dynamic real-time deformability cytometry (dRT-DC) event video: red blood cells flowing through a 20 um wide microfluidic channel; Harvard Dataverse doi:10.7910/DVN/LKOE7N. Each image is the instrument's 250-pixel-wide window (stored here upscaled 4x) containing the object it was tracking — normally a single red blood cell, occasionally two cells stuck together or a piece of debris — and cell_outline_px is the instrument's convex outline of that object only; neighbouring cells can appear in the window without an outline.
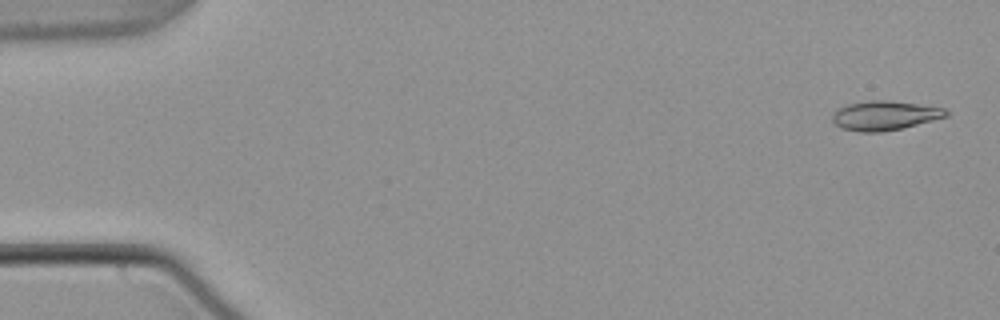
{"species": "common noctule bat (a hibernating species)", "species_latin": "Nyctalus noctula", "temperature_condition": "warm", "stored_images_in_passage": 54, "camera_frame_rate_fps": 3000, "um_per_image_px": 0.085, "animal": {"sex": "male", "body_mass_g": 21.5, "forearm_length_mm": 52.0}, "frame": {"image": 1, "passage_image": 2, "time_ms": 0.333, "image_size_px": [1000, 320], "cell_outline_px": [[948, 116], [900, 128], [880, 132], [860, 132], [844, 128], [836, 124], [832, 120], [832, 116], [836, 108], [848, 104], [868, 100], [888, 100], [944, 108], [948, 112]], "centroid_in_image_um": [75.16, 9.81], "position_along_channel_um": 9.8, "area_um2": 19.13}}
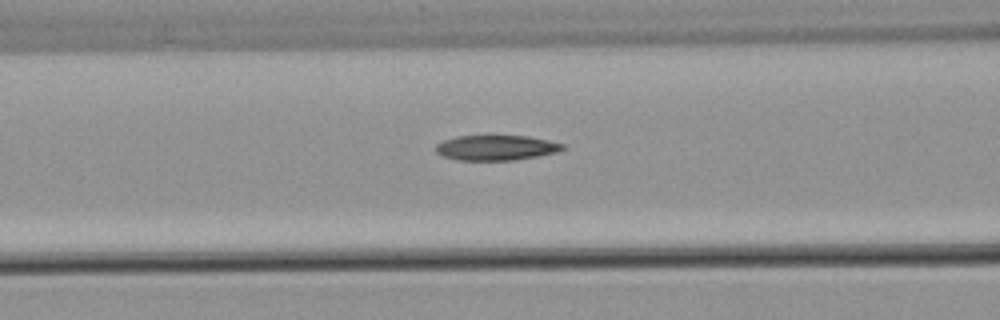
{"frame": {"image": 2, "passage_image": 22, "time_ms": 7.0, "image_size_px": [1000, 320], "cell_outline_px": [[568, 148], [560, 152], [512, 160], [456, 160], [444, 156], [436, 152], [436, 144], [444, 140], [456, 136], [528, 136], [548, 140], [564, 144]], "centroid_in_image_um": [42.21, 12.55], "position_along_channel_um": 124.4, "area_um2": 18.61}}
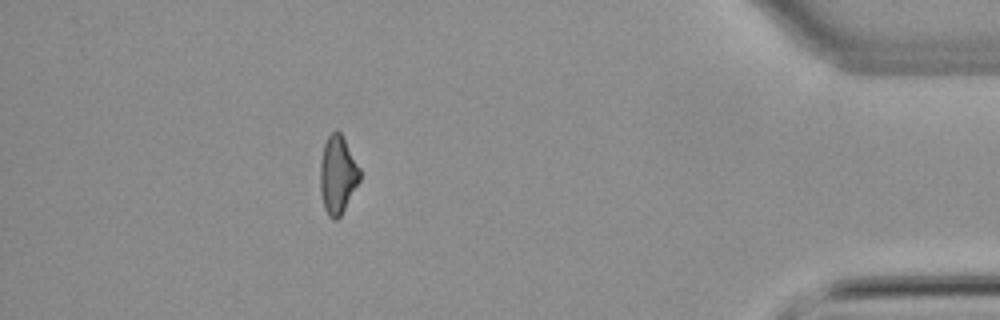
{"frame": {"image": 3, "passage_image": 48, "time_ms": 15.667, "image_size_px": [1000, 320], "cell_outline_px": [[360, 180], [340, 216], [336, 220], [332, 220], [328, 216], [324, 208], [320, 192], [320, 160], [324, 144], [328, 136], [336, 128], [340, 132], [360, 168]], "centroid_in_image_um": [28.68, 14.86], "position_along_channel_um": 406.5, "area_um2": 17.98}, "authors_computed_cell_mechanics": {"area_um2": 19.0162, "velocity_mm_per_s": 3.8249, "shape_relaxation_time_tau1_ms": null, "shape_relaxation_time_tau2_ms": 4.1766, "deformation_change_tau1": null, "deformation_change_tau2": 0.1283}}